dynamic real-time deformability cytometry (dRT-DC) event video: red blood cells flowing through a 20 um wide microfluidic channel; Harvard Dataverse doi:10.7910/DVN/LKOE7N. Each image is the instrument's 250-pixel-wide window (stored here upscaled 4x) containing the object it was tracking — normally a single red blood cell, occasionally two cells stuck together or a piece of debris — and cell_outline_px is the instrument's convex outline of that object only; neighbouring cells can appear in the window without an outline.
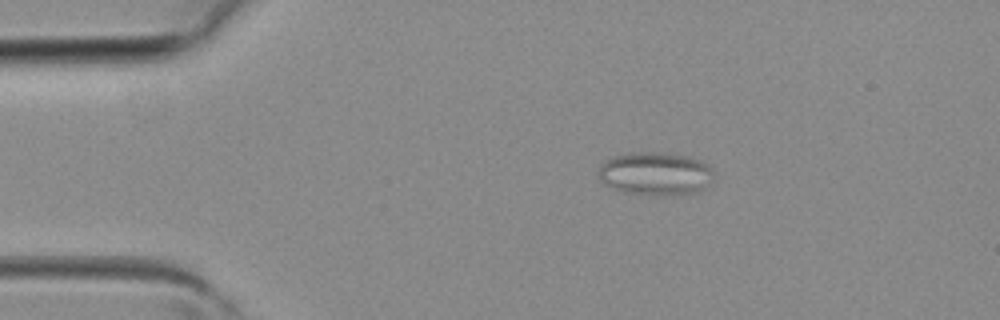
{"species": "common noctule bat (a hibernating species)", "species_latin": "Nyctalus noctula", "temperature_condition": "room temperature", "stored_images_in_passage": 2, "camera_frame_rate_fps": 3000, "um_per_image_px": 0.085, "animal": {"sex": "female", "body_mass_g": 19.3, "forearm_length_mm": 54.1}, "frame": {"image": 1, "passage_image": 2, "time_ms": 0.333, "image_size_px": [1000, 320], "cell_outline_px": [[716, 172], [712, 180], [704, 188], [696, 192], [660, 196], [656, 196], [620, 192], [604, 184], [600, 180], [596, 172], [600, 164], [604, 160], [616, 156], [632, 152], [664, 152], [688, 156], [700, 160], [708, 164]], "centroid_in_image_um": [55.69, 14.76], "position_along_channel_um": 29.3, "area_um2": 29.71}}